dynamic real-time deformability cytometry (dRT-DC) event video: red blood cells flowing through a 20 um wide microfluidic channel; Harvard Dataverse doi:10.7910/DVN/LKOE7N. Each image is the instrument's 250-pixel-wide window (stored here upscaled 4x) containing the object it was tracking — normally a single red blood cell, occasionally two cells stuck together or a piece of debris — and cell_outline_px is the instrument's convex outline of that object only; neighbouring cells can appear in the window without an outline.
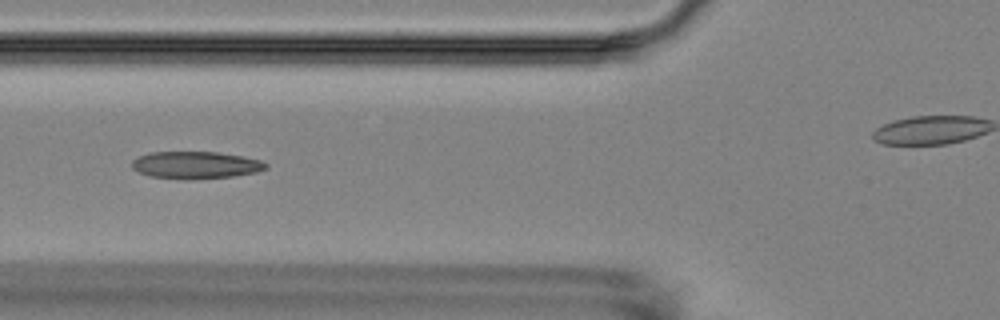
{"species": "Egyptian fruit bat (a non-hibernating species)", "species_latin": "Rousettus aegyptiacus", "temperature_condition": "room temperature", "stored_images_in_passage": 9, "segment_of_instrument_passage": [1, 2], "camera_frame_rate_fps": 3000, "um_per_image_px": 0.085, "animal": {"sex": "female"}, "frame": {"image": 1, "passage_image": 6, "time_ms": 6.0, "image_size_px": [1000, 320], "cell_outline_px": [[268, 168], [256, 172], [232, 176], [152, 176], [140, 172], [132, 168], [132, 160], [148, 152], [216, 152], [240, 156], [260, 160], [268, 164]], "centroid_in_image_um": [16.66, 13.97], "position_along_channel_um": 109.1, "area_um2": 19.94}}
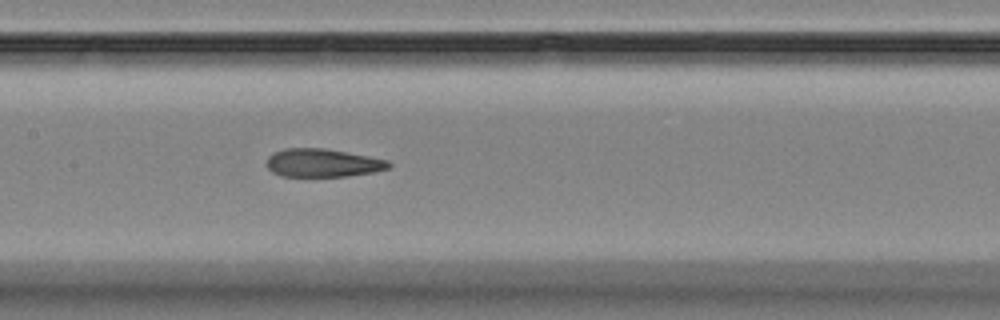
{"frame": {"image": 2, "passage_image": 8, "time_ms": 8.0, "image_size_px": [1000, 320], "cell_outline_px": [[392, 164], [388, 168], [372, 172], [348, 176], [280, 176], [272, 172], [264, 164], [268, 156], [272, 152], [284, 148], [324, 148], [368, 156], [388, 160]], "centroid_in_image_um": [27.36, 13.84], "position_along_channel_um": 180.0, "area_um2": 20.17}}